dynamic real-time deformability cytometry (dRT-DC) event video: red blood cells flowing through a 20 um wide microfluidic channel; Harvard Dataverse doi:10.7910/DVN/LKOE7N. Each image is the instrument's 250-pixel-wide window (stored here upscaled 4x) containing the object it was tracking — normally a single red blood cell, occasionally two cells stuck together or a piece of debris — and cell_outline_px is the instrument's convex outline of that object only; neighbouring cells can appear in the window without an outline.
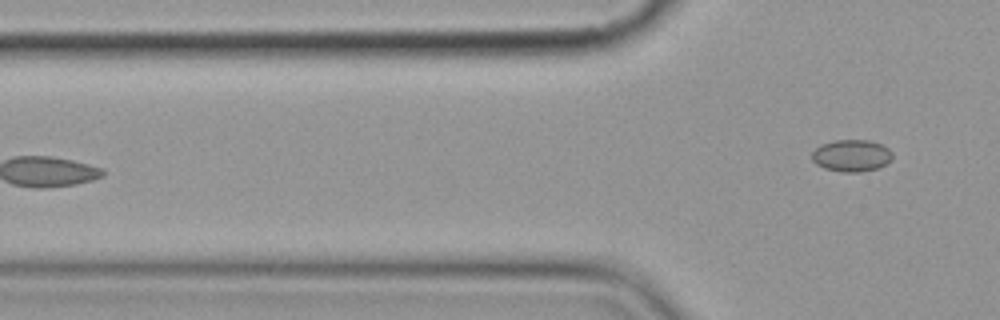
{"species": "common noctule bat (a hibernating species)", "species_latin": "Nyctalus noctula", "temperature_condition": "cold", "stored_images_in_passage": 7, "camera_frame_rate_fps": 3000, "um_per_image_px": 0.085, "animal": {"sex": "female", "body_mass_g": 19.9}, "frame": {"image": 1, "passage_image": 7, "time_ms": 7.333, "image_size_px": [1000, 320], "cell_outline_px": [[892, 160], [880, 168], [860, 172], [844, 172], [824, 168], [816, 164], [812, 160], [812, 152], [820, 144], [836, 140], [868, 140], [880, 144], [888, 148], [892, 152]], "centroid_in_image_um": [72.39, 13.23], "position_along_channel_um": 53.4, "area_um2": 15.09}}